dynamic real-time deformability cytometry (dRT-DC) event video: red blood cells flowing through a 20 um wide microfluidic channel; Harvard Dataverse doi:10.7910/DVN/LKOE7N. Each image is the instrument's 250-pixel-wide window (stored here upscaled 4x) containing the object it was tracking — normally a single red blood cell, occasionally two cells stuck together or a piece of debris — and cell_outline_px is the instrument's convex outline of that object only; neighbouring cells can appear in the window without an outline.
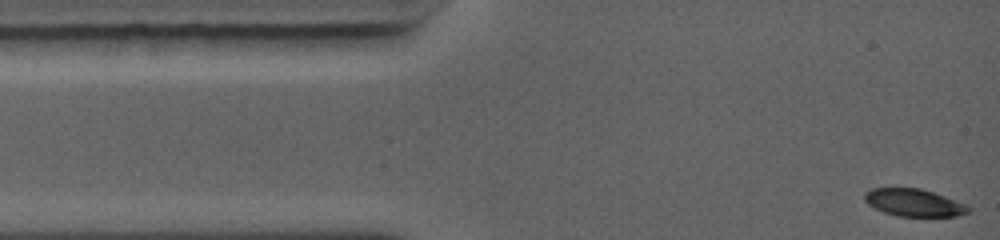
{"species": "common noctule bat (a hibernating species)", "species_latin": "Nyctalus noctula", "temperature_condition": "warm", "stored_images_in_passage": 55, "camera_frame_rate_fps": 5000, "um_per_image_px": 0.085, "animal": {"sex": "female", "body_mass_g": 19.0, "forearm_length_mm": 56.7}, "frame": {"image": 1, "passage_image": 1, "time_ms": 0.0, "image_size_px": [1000, 240], "cell_outline_px": [[972, 212], [956, 216], [896, 216], [884, 212], [868, 204], [864, 200], [864, 192], [872, 188], [920, 188], [944, 196], [964, 204], [972, 208]], "centroid_in_image_um": [77.68, 17.23], "position_along_channel_um": 7.3, "area_um2": 16.53}}
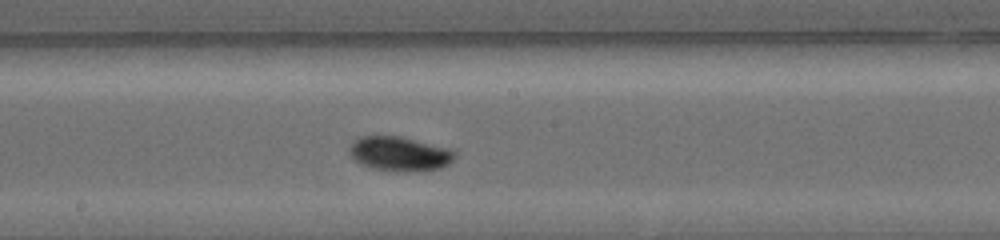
{"frame": {"image": 2, "passage_image": 32, "time_ms": 6.2, "image_size_px": [1000, 240], "cell_outline_px": [[456, 156], [448, 164], [440, 168], [408, 172], [372, 168], [360, 164], [352, 156], [348, 148], [360, 136], [400, 136], [448, 148], [456, 152]], "centroid_in_image_um": [33.97, 13.07], "position_along_channel_um": 214.2, "area_um2": 20.87}}
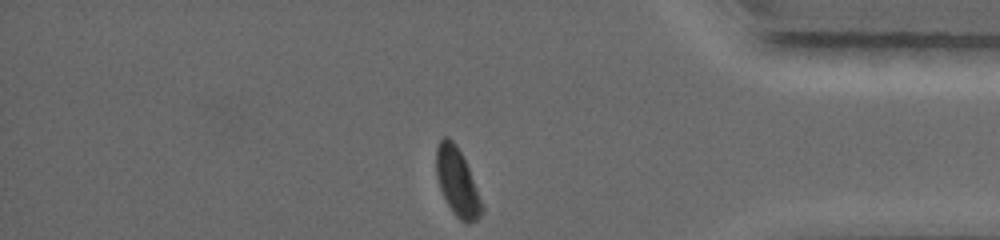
{"frame": {"image": 3, "passage_image": 55, "time_ms": 10.8, "image_size_px": [1000, 240], "cell_outline_px": [[484, 212], [476, 220], [468, 224], [460, 220], [452, 212], [440, 188], [436, 176], [436, 148], [440, 140], [444, 136], [448, 136], [456, 144], [468, 168], [484, 208]], "centroid_in_image_um": [38.85, 15.49], "position_along_channel_um": 396.3, "area_um2": 17.8}, "authors_computed_cell_mechanics": {"area_um2": 19.5942, "velocity_mm_per_s": 4.4472, "shape_relaxation_time_tau1_ms": 3.0367, "shape_relaxation_time_tau2_ms": null, "deformation_change_tau1": 0.1374, "deformation_change_tau2": null}}